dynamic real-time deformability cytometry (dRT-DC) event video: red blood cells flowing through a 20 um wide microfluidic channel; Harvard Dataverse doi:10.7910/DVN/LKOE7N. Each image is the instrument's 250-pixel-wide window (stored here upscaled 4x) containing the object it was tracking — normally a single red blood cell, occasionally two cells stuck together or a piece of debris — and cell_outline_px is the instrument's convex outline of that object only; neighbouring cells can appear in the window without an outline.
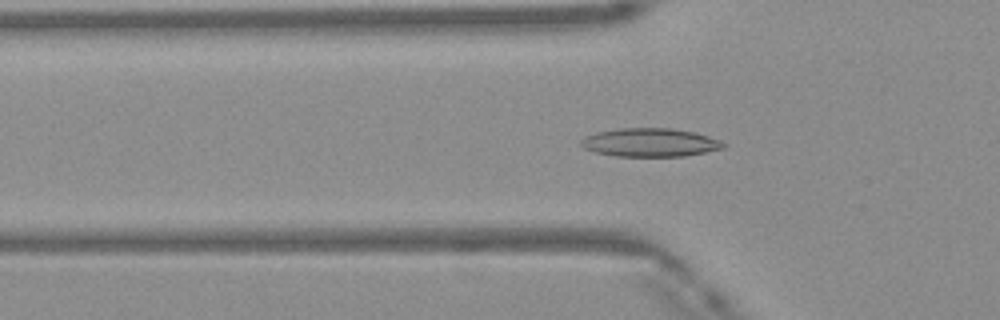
{"species": "Egyptian fruit bat (a non-hibernating species)", "species_latin": "Rousettus aegyptiacus", "temperature_condition": "warm", "stored_images_in_passage": 41, "camera_frame_rate_fps": 3000, "um_per_image_px": 0.085, "frame": {"image": 1, "passage_image": 8, "time_ms": 2.333, "image_size_px": [1000, 320], "cell_outline_px": [[728, 144], [724, 148], [684, 156], [616, 156], [596, 152], [584, 148], [580, 144], [580, 140], [584, 136], [596, 132], [620, 128], [668, 128], [692, 132], [708, 136], [720, 140]], "centroid_in_image_um": [55.24, 12.11], "position_along_channel_um": 70.6, "area_um2": 23.52}}
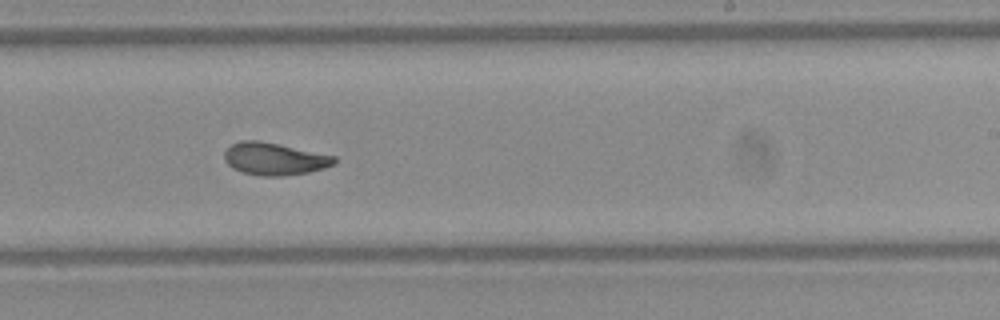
{"frame": {"image": 2, "passage_image": 22, "time_ms": 7.0, "image_size_px": [1000, 320], "cell_outline_px": [[336, 164], [324, 168], [308, 172], [284, 176], [260, 176], [244, 172], [232, 168], [224, 160], [224, 152], [232, 144], [240, 140], [256, 140], [336, 156]], "centroid_in_image_um": [23.32, 13.51], "position_along_channel_um": 265.7, "area_um2": 20.58}}
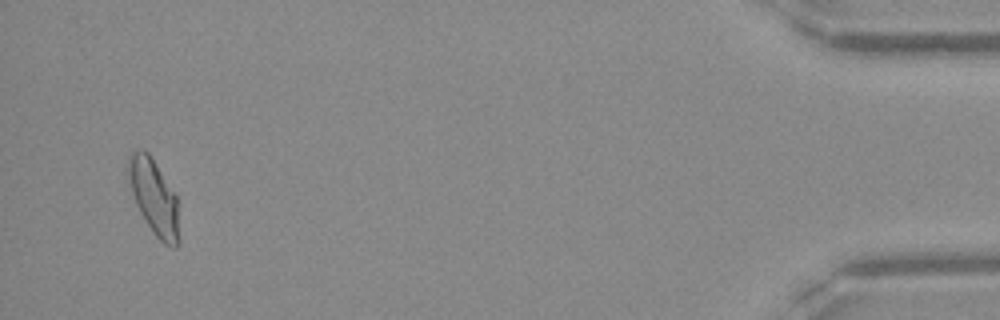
{"frame": {"image": 3, "passage_image": 39, "time_ms": 12.667, "image_size_px": [1000, 320], "cell_outline_px": [[176, 248], [172, 248], [164, 244], [152, 232], [140, 212], [136, 204], [124, 172], [124, 168], [132, 152], [136, 148], [140, 148], [148, 152], [176, 196]], "centroid_in_image_um": [12.97, 16.66], "position_along_channel_um": 422.2, "area_um2": 21.85}, "authors_computed_cell_mechanics": {"area_um2": 21.1548, "velocity_mm_per_s": 4.1658, "shape_relaxation_time_tau1_ms": 7.649, "shape_relaxation_time_tau2_ms": 1.6717, "deformation_change_tau1": 0.2097, "deformation_change_tau2": 0.0705}}